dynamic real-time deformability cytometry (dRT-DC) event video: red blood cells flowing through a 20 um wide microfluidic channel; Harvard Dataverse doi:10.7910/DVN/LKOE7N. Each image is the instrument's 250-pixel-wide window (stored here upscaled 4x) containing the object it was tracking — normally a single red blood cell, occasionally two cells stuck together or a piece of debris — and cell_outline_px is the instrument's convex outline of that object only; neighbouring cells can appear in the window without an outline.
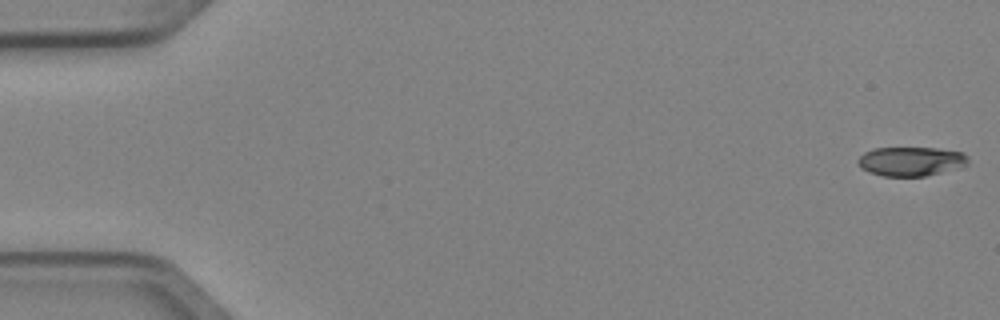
{"species": "Egyptian fruit bat (a non-hibernating species)", "species_latin": "Rousettus aegyptiacus", "temperature_condition": "cold", "stored_images_in_passage": 5, "camera_frame_rate_fps": 3000, "um_per_image_px": 0.085, "animal": {"sex": "female"}, "frame": {"image": 1, "passage_image": 1, "time_ms": 0.0, "image_size_px": [1000, 320], "cell_outline_px": [[968, 164], [960, 168], [924, 176], [884, 176], [868, 172], [860, 168], [856, 160], [864, 152], [872, 148], [936, 148], [964, 152], [968, 156]], "centroid_in_image_um": [77.43, 13.71], "position_along_channel_um": 7.6, "area_um2": 18.96}}
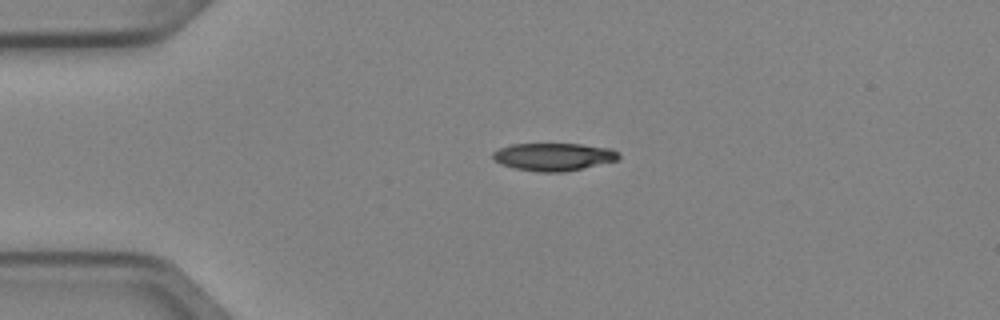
{"frame": {"image": 2, "passage_image": 4, "time_ms": 1.0, "image_size_px": [1000, 320], "cell_outline_px": [[620, 160], [564, 172], [536, 172], [512, 168], [500, 164], [492, 160], [492, 152], [500, 148], [512, 144], [580, 144], [612, 148], [620, 156]], "centroid_in_image_um": [47.03, 13.33], "position_along_channel_um": 38.0, "area_um2": 20.58}}